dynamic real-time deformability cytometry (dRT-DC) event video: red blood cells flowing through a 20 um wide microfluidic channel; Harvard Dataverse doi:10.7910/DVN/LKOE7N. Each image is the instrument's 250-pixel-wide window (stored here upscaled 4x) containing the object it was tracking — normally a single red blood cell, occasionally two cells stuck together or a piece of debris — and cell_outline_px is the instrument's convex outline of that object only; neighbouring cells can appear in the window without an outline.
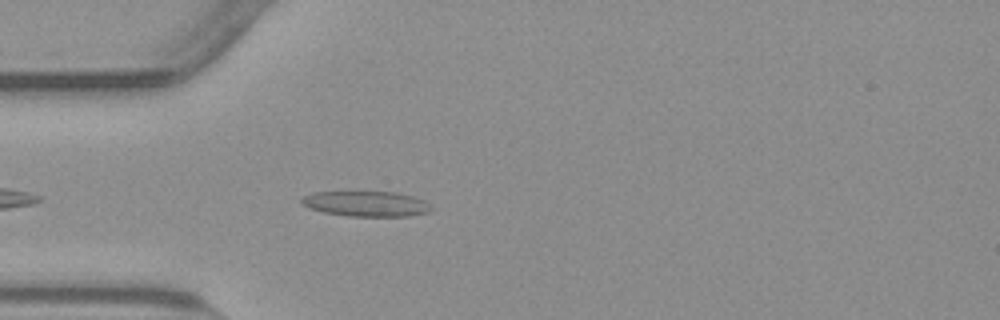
{"species": "common noctule bat (a hibernating species)", "species_latin": "Nyctalus noctula", "temperature_condition": "warm", "stored_images_in_passage": 10, "camera_frame_rate_fps": 3000, "um_per_image_px": 0.085, "animal": {"sex": "male", "body_mass_g": 23.1, "forearm_length_mm": 52.7}, "frame": {"image": 1, "passage_image": 6, "time_ms": 1.667, "image_size_px": [1000, 320], "cell_outline_px": [[432, 208], [428, 212], [408, 216], [348, 216], [324, 212], [308, 208], [300, 200], [304, 196], [312, 192], [356, 188], [396, 192], [412, 196], [424, 200]], "centroid_in_image_um": [31.06, 17.25], "position_along_channel_um": 53.9, "area_um2": 20.17}}